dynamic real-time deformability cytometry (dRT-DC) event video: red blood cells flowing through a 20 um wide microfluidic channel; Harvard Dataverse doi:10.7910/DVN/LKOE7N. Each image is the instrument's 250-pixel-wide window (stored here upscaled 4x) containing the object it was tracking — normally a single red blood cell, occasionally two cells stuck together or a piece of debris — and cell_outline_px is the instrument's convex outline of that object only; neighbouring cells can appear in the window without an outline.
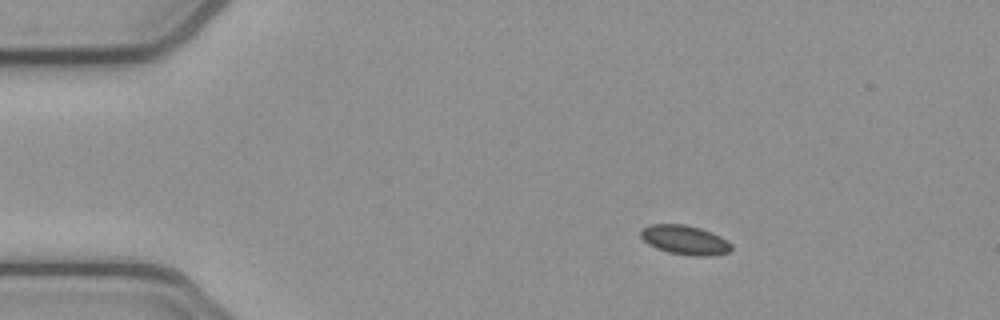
{"species": "common noctule bat (a hibernating species)", "species_latin": "Nyctalus noctula", "temperature_condition": "cold", "stored_images_in_passage": 47, "camera_frame_rate_fps": 3000, "um_per_image_px": 0.085, "animal": {"sex": "female", "body_mass_g": 21.9}, "frame": {"image": 1, "passage_image": 1, "time_ms": 0.0, "image_size_px": [1000, 320], "cell_outline_px": [[732, 248], [728, 252], [712, 256], [692, 256], [668, 252], [656, 248], [648, 244], [640, 236], [640, 232], [648, 224], [684, 224], [700, 228], [720, 236], [728, 240], [732, 244]], "centroid_in_image_um": [58.22, 20.4], "position_along_channel_um": 26.8, "area_um2": 15.55}}
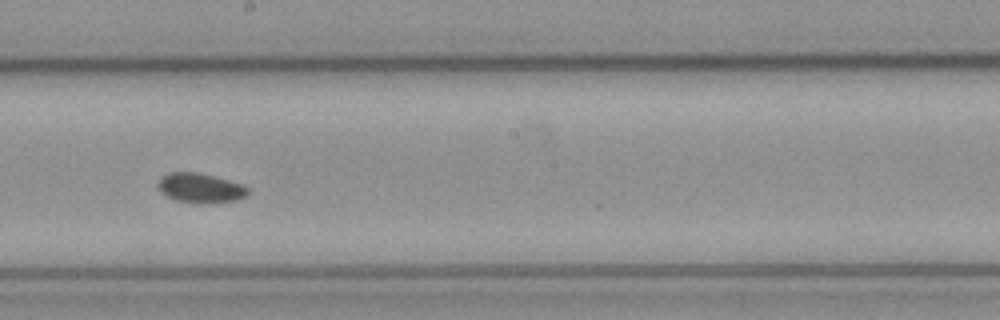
{"frame": {"image": 2, "passage_image": 22, "time_ms": 7.0, "image_size_px": [1000, 320], "cell_outline_px": [[248, 196], [236, 200], [200, 204], [196, 204], [176, 200], [160, 192], [156, 188], [156, 184], [160, 176], [168, 172], [196, 172], [244, 184], [248, 188]], "centroid_in_image_um": [16.99, 15.98], "position_along_channel_um": 231.2, "area_um2": 15.78}}
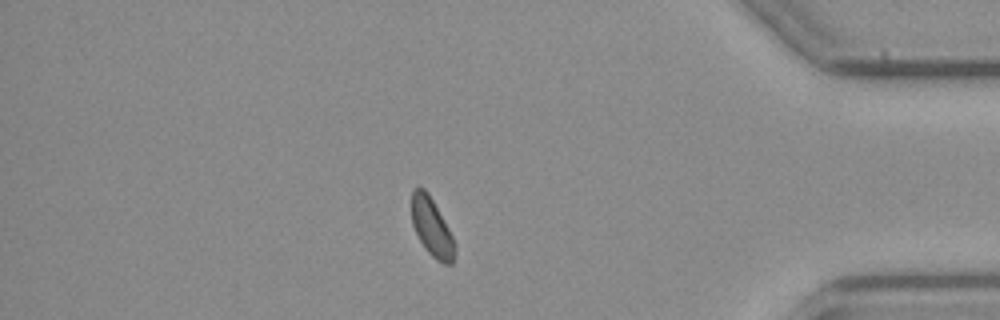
{"frame": {"image": 3, "passage_image": 38, "time_ms": 12.333, "image_size_px": [1000, 320], "cell_outline_px": [[456, 252], [452, 264], [444, 264], [436, 260], [424, 248], [412, 224], [412, 192], [416, 188], [424, 188], [428, 192], [448, 228], [456, 244]], "centroid_in_image_um": [36.72, 19.36], "position_along_channel_um": 398.5, "area_um2": 14.51}}